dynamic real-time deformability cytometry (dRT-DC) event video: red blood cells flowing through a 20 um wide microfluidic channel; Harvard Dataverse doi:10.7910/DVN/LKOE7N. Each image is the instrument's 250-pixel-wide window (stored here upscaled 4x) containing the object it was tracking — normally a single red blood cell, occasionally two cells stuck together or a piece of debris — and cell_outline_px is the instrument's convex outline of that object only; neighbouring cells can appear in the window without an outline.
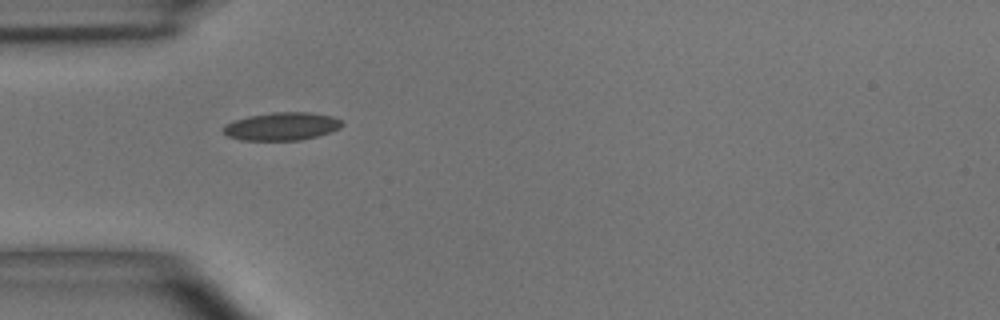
{"species": "common noctule bat (a hibernating species)", "species_latin": "Nyctalus noctula", "temperature_condition": "room temperature", "stored_images_in_passage": 2, "camera_frame_rate_fps": 3000, "um_per_image_px": 0.085, "animal": {"sex": "male", "body_mass_g": 15.6}, "frame": {"image": 1, "passage_image": 1, "time_ms": 0.0, "image_size_px": [1000, 320], "cell_outline_px": [[344, 124], [340, 128], [316, 136], [300, 140], [240, 140], [228, 136], [220, 128], [224, 124], [232, 120], [248, 116], [272, 112], [308, 112], [332, 116], [340, 120]], "centroid_in_image_um": [23.89, 10.73], "position_along_channel_um": 61.1, "area_um2": 19.42}}
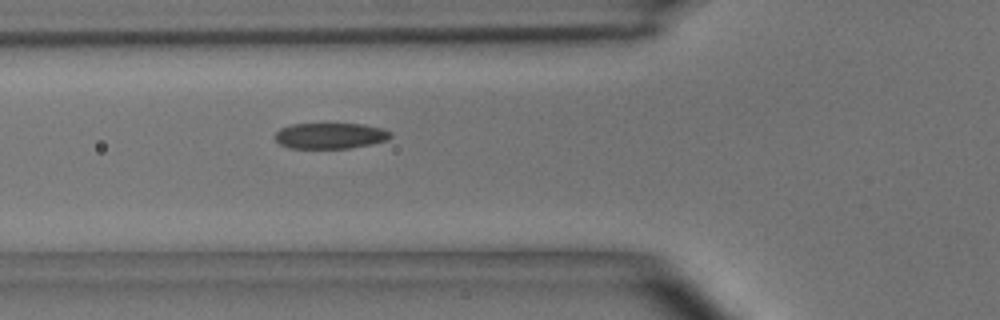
{"frame": {"image": 2, "passage_image": 2, "time_ms": 1.0, "image_size_px": [1000, 320], "cell_outline_px": [[392, 136], [388, 140], [372, 144], [352, 148], [288, 148], [280, 144], [276, 140], [276, 132], [280, 128], [292, 124], [364, 124], [384, 128], [392, 132]], "centroid_in_image_um": [28.12, 11.54], "position_along_channel_um": 97.7, "area_um2": 17.57}}